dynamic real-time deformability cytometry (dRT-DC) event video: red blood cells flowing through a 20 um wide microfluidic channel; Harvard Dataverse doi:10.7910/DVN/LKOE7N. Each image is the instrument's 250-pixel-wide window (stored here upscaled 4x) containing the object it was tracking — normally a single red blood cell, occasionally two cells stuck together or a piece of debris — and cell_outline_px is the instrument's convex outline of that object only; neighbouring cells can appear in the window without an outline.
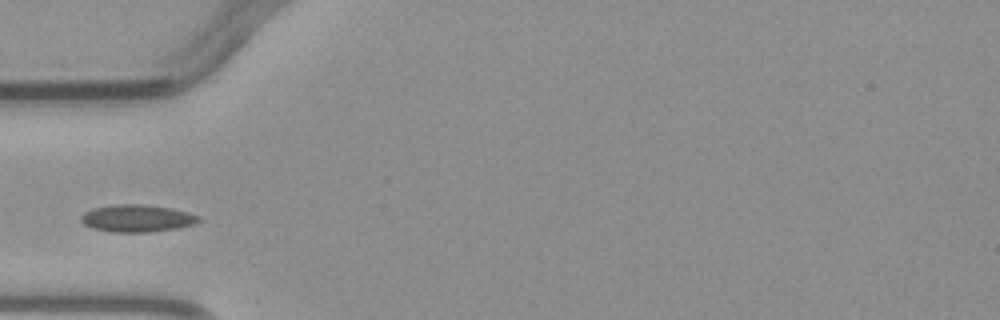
{"species": "common noctule bat (a hibernating species)", "species_latin": "Nyctalus noctula", "temperature_condition": "warm", "stored_images_in_passage": 3, "camera_frame_rate_fps": 3000, "um_per_image_px": 0.085, "animal": {"sex": "male", "body_mass_g": 23.1, "forearm_length_mm": 52.7}, "frame": {"image": 1, "passage_image": 3, "time_ms": 2.333, "image_size_px": [1000, 320], "cell_outline_px": [[200, 220], [192, 224], [176, 228], [152, 232], [112, 232], [92, 228], [84, 224], [80, 220], [80, 216], [84, 212], [92, 208], [116, 204], [140, 204], [172, 208], [188, 212], [200, 216]], "centroid_in_image_um": [11.61, 18.55], "position_along_channel_um": 73.4, "area_um2": 18.73}}